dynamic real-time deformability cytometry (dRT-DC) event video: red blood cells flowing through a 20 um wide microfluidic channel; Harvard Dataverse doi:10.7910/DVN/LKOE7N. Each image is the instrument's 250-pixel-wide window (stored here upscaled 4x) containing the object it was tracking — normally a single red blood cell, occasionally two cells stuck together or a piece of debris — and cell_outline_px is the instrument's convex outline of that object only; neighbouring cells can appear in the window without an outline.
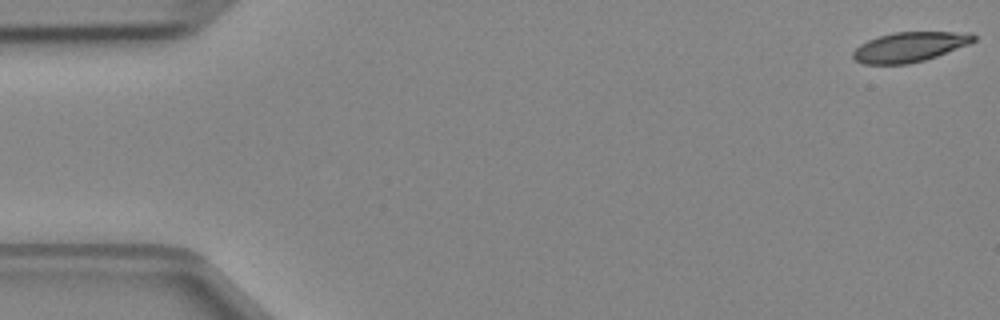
{"species": "Egyptian fruit bat (a non-hibernating species)", "species_latin": "Rousettus aegyptiacus", "temperature_condition": "cold", "stored_images_in_passage": 4, "camera_frame_rate_fps": 3000, "um_per_image_px": 0.085, "animal": {"sex": "female"}, "frame": {"image": 1, "passage_image": 1, "time_ms": 0.0, "image_size_px": [1000, 320], "cell_outline_px": [[976, 40], [972, 44], [924, 60], [908, 64], [864, 64], [856, 60], [852, 56], [852, 52], [860, 44], [868, 40], [892, 32], [972, 32], [976, 36]], "centroid_in_image_um": [77.37, 3.98], "position_along_channel_um": 7.6, "area_um2": 21.1}}
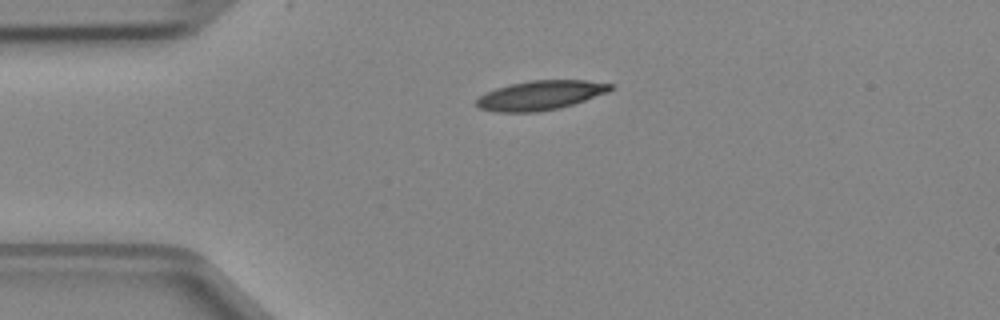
{"frame": {"image": 2, "passage_image": 3, "time_ms": 0.667, "image_size_px": [1000, 320], "cell_outline_px": [[612, 88], [608, 92], [560, 108], [540, 112], [496, 112], [480, 108], [476, 104], [476, 100], [484, 92], [496, 88], [528, 80], [588, 80], [612, 84]], "centroid_in_image_um": [45.91, 8.1], "position_along_channel_um": 39.1, "area_um2": 22.89}}